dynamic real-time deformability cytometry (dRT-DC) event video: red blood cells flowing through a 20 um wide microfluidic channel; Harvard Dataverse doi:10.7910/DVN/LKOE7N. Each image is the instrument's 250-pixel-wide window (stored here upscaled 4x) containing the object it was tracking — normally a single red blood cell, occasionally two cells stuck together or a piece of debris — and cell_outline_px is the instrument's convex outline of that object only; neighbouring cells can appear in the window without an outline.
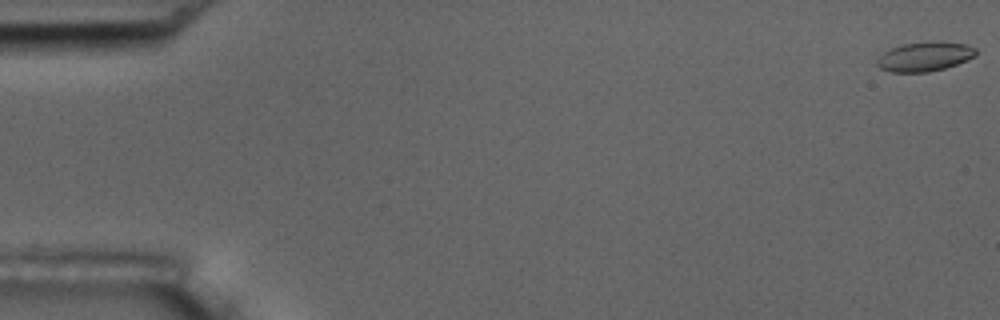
{"species": "common noctule bat (a hibernating species)", "species_latin": "Nyctalus noctula", "temperature_condition": "room temperature", "stored_images_in_passage": 4, "camera_frame_rate_fps": 3000, "um_per_image_px": 0.085, "animal": {"sex": "male", "body_mass_g": 17.5, "forearm_length_mm": 52.3}, "frame": {"image": 1, "passage_image": 1, "time_ms": 0.0, "image_size_px": [1000, 320], "cell_outline_px": [[976, 56], [968, 60], [944, 68], [928, 72], [892, 72], [880, 68], [876, 64], [876, 60], [884, 52], [892, 48], [904, 44], [932, 40], [940, 40], [968, 44], [976, 48]], "centroid_in_image_um": [78.64, 4.78], "position_along_channel_um": 6.4, "area_um2": 17.17}}